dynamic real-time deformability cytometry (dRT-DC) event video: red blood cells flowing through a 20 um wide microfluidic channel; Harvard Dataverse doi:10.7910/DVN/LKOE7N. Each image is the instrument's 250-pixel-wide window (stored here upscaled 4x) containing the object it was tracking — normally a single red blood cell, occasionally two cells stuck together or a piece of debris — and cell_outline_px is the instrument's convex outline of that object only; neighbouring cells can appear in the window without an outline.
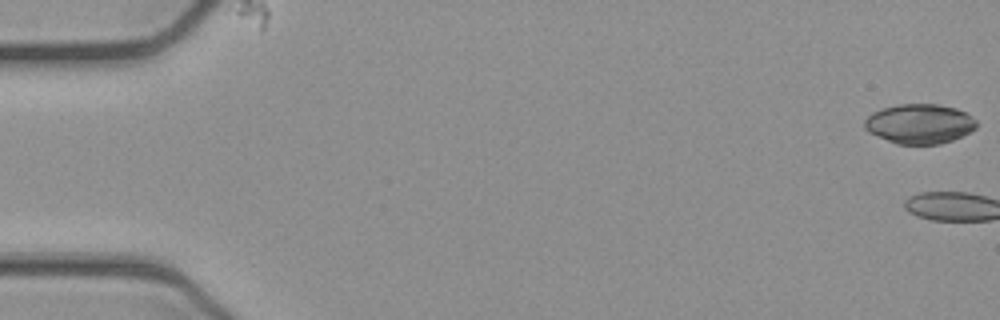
{"species": "common noctule bat (a hibernating species)", "species_latin": "Nyctalus noctula", "temperature_condition": "cold", "stored_images_in_passage": 3, "camera_frame_rate_fps": 3000, "um_per_image_px": 0.085, "animal": {"sex": "female", "body_mass_g": 21.9}, "frame": {"image": 1, "passage_image": 1, "time_ms": 0.0, "image_size_px": [1000, 320], "cell_outline_px": [[976, 128], [952, 140], [940, 144], [896, 144], [868, 132], [864, 128], [864, 120], [872, 112], [896, 104], [940, 104], [956, 108], [972, 116], [976, 120]], "centroid_in_image_um": [78.14, 10.52], "position_along_channel_um": 6.9, "area_um2": 25.89}}